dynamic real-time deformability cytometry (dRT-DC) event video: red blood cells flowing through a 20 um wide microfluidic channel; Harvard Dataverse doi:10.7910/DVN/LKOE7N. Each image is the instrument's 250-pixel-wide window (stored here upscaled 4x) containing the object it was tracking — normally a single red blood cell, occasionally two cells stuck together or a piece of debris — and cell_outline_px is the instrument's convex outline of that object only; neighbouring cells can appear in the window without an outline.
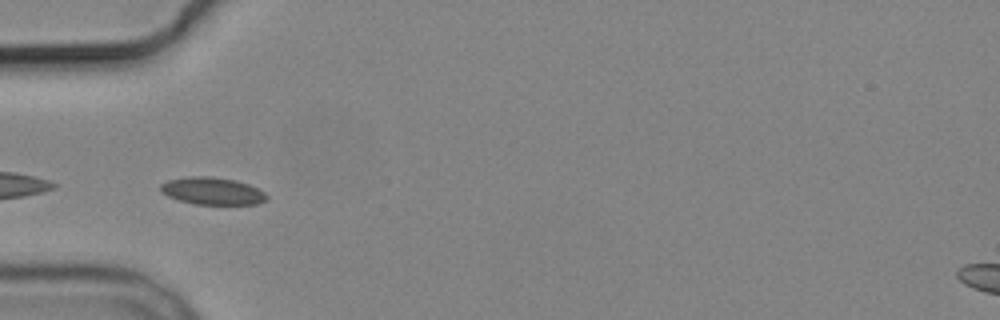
{"species": "common noctule bat (a hibernating species)", "species_latin": "Nyctalus noctula", "temperature_condition": "cold", "stored_images_in_passage": 7, "camera_frame_rate_fps": 3000, "um_per_image_px": 0.085, "animal": {"sex": "male", "body_mass_g": 19.2, "forearm_length_mm": 51.8}, "frame": {"image": 1, "passage_image": 4, "time_ms": 3.333, "image_size_px": [1000, 320], "cell_outline_px": [[268, 196], [264, 200], [256, 204], [196, 204], [180, 200], [168, 196], [160, 192], [160, 184], [168, 180], [188, 176], [212, 176], [236, 180], [248, 184], [264, 192]], "centroid_in_image_um": [18.01, 16.22], "position_along_channel_um": 67.0, "area_um2": 16.82}}
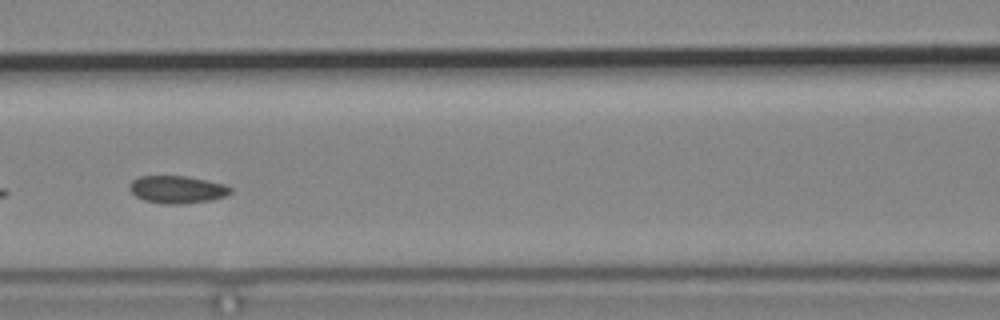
{"frame": {"image": 2, "passage_image": 6, "time_ms": 5.667, "image_size_px": [1000, 320], "cell_outline_px": [[232, 192], [224, 196], [212, 200], [184, 204], [164, 204], [144, 200], [136, 196], [128, 188], [128, 184], [132, 180], [140, 176], [188, 176], [224, 184], [232, 188]], "centroid_in_image_um": [15.05, 16.11], "position_along_channel_um": 151.6, "area_um2": 16.3}}
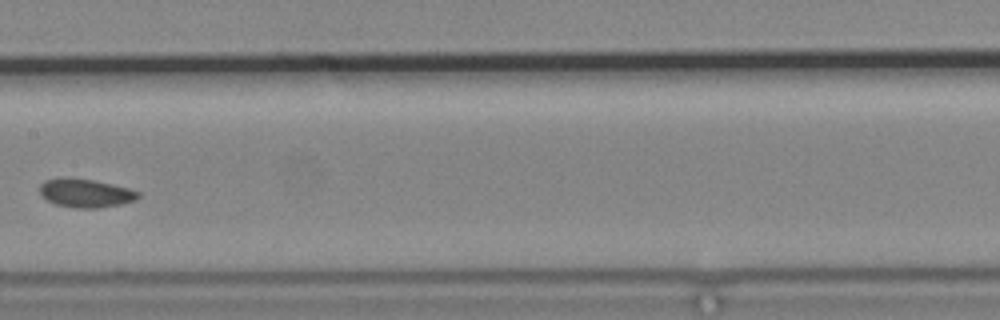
{"frame": {"image": 3, "passage_image": 7, "time_ms": 7.0, "image_size_px": [1000, 320], "cell_outline_px": [[140, 196], [136, 200], [120, 204], [96, 208], [76, 208], [56, 204], [40, 196], [40, 184], [44, 180], [92, 180], [128, 188], [140, 192]], "centroid_in_image_um": [7.31, 16.45], "position_along_channel_um": 200.1, "area_um2": 15.72}}